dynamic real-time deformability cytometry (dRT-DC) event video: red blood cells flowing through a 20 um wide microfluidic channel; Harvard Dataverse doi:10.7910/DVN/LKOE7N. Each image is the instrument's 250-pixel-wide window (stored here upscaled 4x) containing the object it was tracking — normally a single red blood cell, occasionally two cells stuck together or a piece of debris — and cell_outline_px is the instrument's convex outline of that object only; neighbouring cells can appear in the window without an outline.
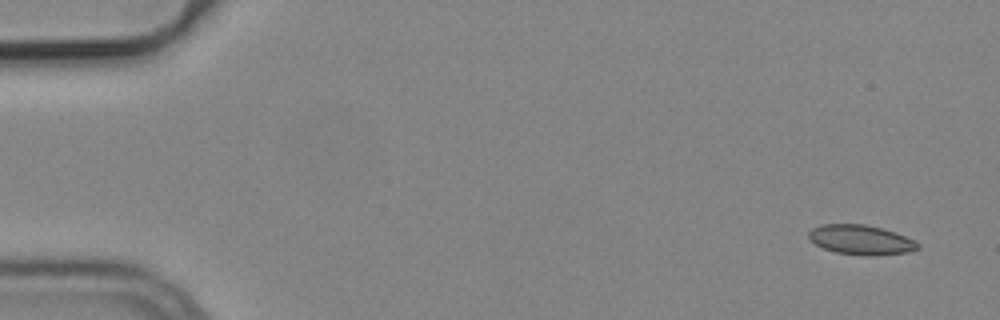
{"species": "common noctule bat (a hibernating species)", "species_latin": "Nyctalus noctula", "temperature_condition": "cold", "stored_images_in_passage": 8, "camera_frame_rate_fps": 3000, "um_per_image_px": 0.085, "animal": {"sex": "male", "body_mass_g": 19.2, "forearm_length_mm": 51.8}, "frame": {"image": 1, "passage_image": 1, "time_ms": 0.0, "image_size_px": [1000, 320], "cell_outline_px": [[920, 248], [908, 252], [872, 256], [864, 256], [836, 252], [824, 248], [808, 240], [808, 232], [812, 228], [820, 224], [864, 224], [896, 232], [920, 244]], "centroid_in_image_um": [73.15, 20.38], "position_along_channel_um": 11.9, "area_um2": 18.9}}
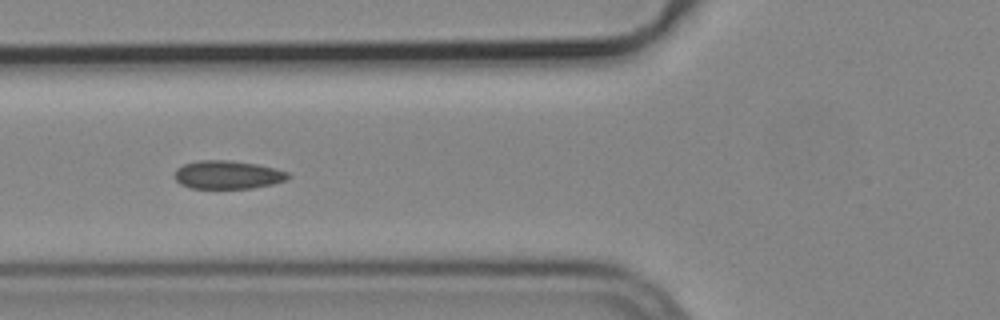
{"frame": {"image": 2, "passage_image": 6, "time_ms": 1.667, "image_size_px": [1000, 320], "cell_outline_px": [[292, 176], [284, 180], [272, 184], [252, 188], [192, 188], [180, 184], [176, 180], [176, 168], [184, 164], [196, 160], [228, 160], [256, 164], [276, 168], [288, 172]], "centroid_in_image_um": [19.36, 14.85], "position_along_channel_um": 106.4, "area_um2": 18.67}}
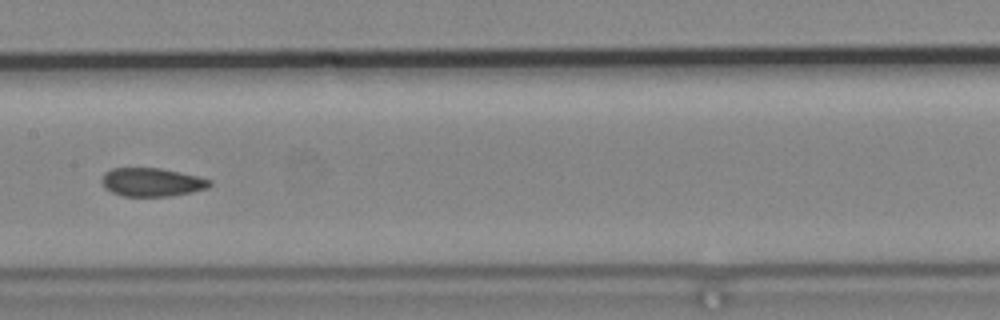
{"frame": {"image": 3, "passage_image": 8, "time_ms": 2.333, "image_size_px": [1000, 320], "cell_outline_px": [[212, 184], [208, 188], [192, 192], [168, 196], [124, 196], [112, 192], [104, 188], [100, 180], [104, 172], [112, 168], [160, 168], [180, 172], [212, 180]], "centroid_in_image_um": [12.88, 15.48], "position_along_channel_um": 194.5, "area_um2": 17.98}}